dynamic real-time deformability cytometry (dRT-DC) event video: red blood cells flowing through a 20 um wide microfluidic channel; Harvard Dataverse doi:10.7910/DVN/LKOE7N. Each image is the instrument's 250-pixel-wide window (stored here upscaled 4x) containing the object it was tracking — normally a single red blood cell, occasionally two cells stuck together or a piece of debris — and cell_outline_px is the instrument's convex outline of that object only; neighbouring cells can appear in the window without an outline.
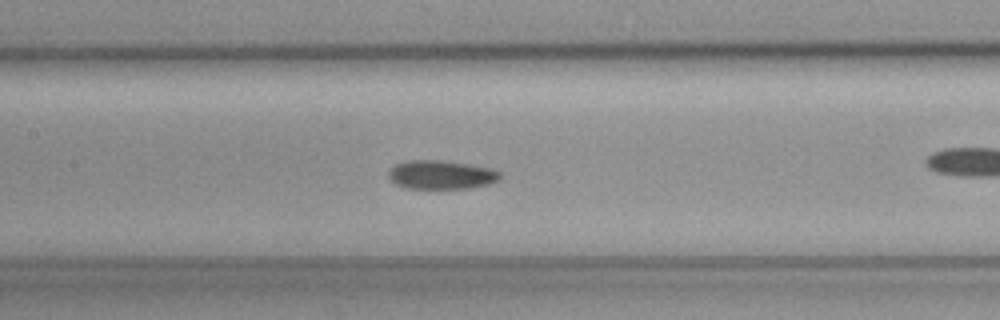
{"species": "common noctule bat (a hibernating species)", "species_latin": "Nyctalus noctula", "temperature_condition": "cold", "stored_images_in_passage": 34, "camera_frame_rate_fps": 3000, "um_per_image_px": 0.085, "animal": {"sex": "female", "body_mass_g": 19.3, "forearm_length_mm": 54.1}, "frame": {"image": 1, "passage_image": 15, "time_ms": 4.667, "image_size_px": [1000, 320], "cell_outline_px": [[500, 180], [488, 184], [468, 188], [408, 188], [396, 184], [388, 176], [388, 172], [396, 164], [404, 160], [440, 160], [468, 164], [492, 168], [500, 172]], "centroid_in_image_um": [37.51, 14.84], "position_along_channel_um": 169.9, "area_um2": 18.61}}